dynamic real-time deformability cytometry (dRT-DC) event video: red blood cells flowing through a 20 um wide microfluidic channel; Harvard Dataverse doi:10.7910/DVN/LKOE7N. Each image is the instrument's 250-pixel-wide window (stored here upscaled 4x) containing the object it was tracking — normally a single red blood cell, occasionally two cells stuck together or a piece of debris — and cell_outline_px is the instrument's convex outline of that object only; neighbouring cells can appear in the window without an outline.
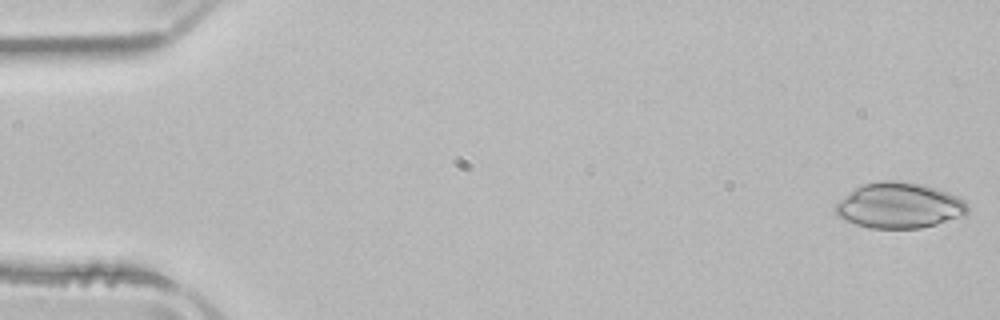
{"species": "common noctule bat (a hibernating species)", "species_latin": "Nyctalus noctula", "temperature_condition": "room temperature", "stored_images_in_passage": 14, "camera_frame_rate_fps": 3000, "um_per_image_px": 0.085, "animal": {"sex": "male", "body_mass_g": 21.5, "forearm_length_mm": 52.0}, "frame": {"image": 1, "passage_image": 1, "time_ms": 0.0, "image_size_px": [1000, 320], "cell_outline_px": [[968, 212], [964, 216], [936, 224], [920, 228], [868, 228], [844, 220], [836, 216], [836, 204], [840, 200], [856, 188], [864, 184], [880, 180], [892, 180], [924, 184], [948, 192], [964, 200], [968, 204]], "centroid_in_image_um": [76.46, 17.47], "position_along_channel_um": 8.5, "area_um2": 35.08}}